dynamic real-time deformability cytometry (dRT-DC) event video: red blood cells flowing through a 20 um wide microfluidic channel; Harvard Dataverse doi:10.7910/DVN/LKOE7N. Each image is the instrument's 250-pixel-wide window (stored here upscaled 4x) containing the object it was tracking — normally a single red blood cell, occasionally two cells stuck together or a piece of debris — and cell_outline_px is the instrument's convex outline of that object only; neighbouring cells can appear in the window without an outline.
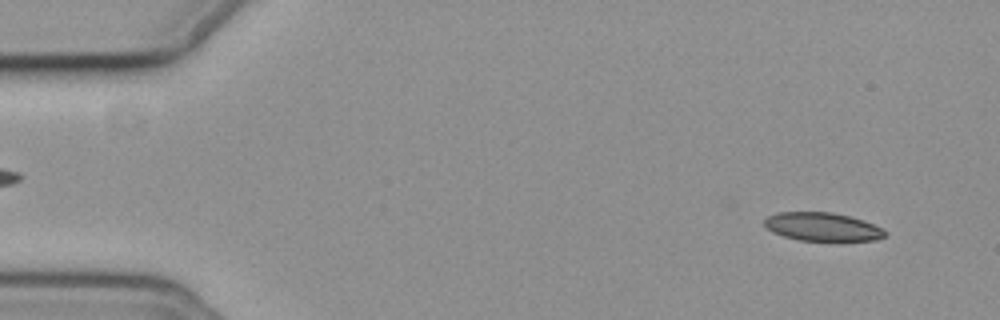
{"species": "common noctule bat (a hibernating species)", "species_latin": "Nyctalus noctula", "temperature_condition": "cold", "stored_images_in_passage": 57, "camera_frame_rate_fps": 3000, "um_per_image_px": 0.085, "animal": {"sex": "female", "body_mass_g": 19.3, "forearm_length_mm": 54.1}, "frame": {"image": 1, "passage_image": 4, "time_ms": 1.0, "image_size_px": [1000, 320], "cell_outline_px": [[888, 236], [876, 240], [800, 240], [784, 236], [772, 232], [764, 224], [764, 220], [768, 216], [776, 212], [832, 212], [864, 220], [888, 232]], "centroid_in_image_um": [69.91, 19.27], "position_along_channel_um": 15.1, "area_um2": 19.83}}
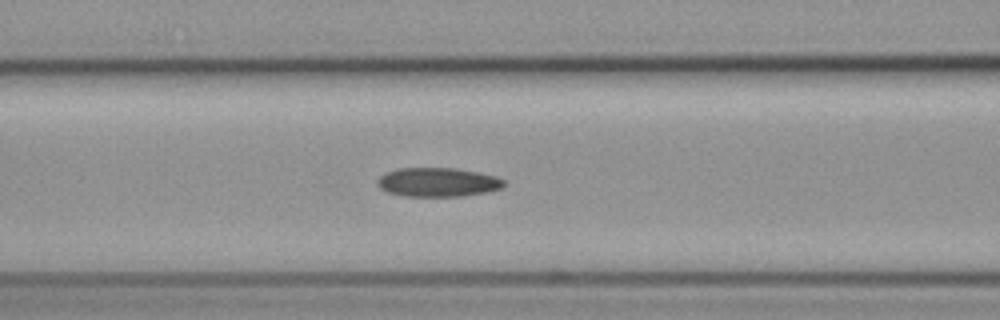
{"frame": {"image": 2, "passage_image": 23, "time_ms": 7.333, "image_size_px": [1000, 320], "cell_outline_px": [[504, 188], [464, 196], [400, 196], [388, 192], [380, 188], [376, 184], [376, 180], [384, 172], [396, 168], [456, 168], [496, 176], [504, 180]], "centroid_in_image_um": [37.16, 15.48], "position_along_channel_um": 129.4, "area_um2": 21.56}}
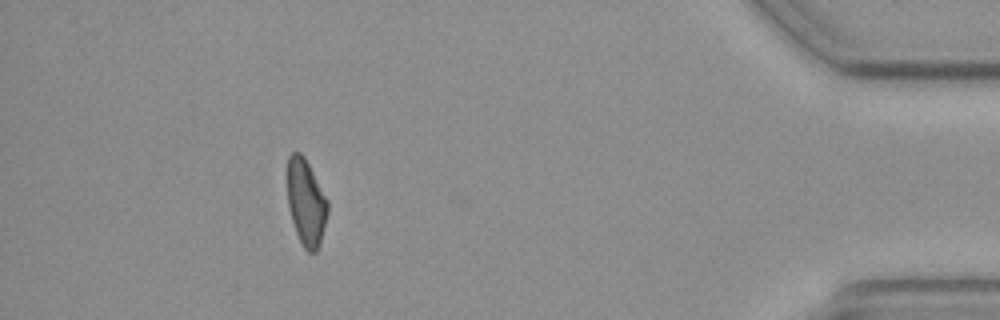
{"frame": {"image": 3, "passage_image": 51, "time_ms": 16.667, "image_size_px": [1000, 320], "cell_outline_px": [[328, 212], [320, 244], [316, 252], [308, 252], [304, 248], [296, 232], [292, 220], [288, 204], [288, 156], [292, 152], [300, 152], [304, 156], [328, 200]], "centroid_in_image_um": [26.02, 17.2], "position_along_channel_um": 409.2, "area_um2": 20.11}, "authors_computed_cell_mechanics": {"area_um2": 21.3282, "velocity_mm_per_s": 3.6491, "shape_relaxation_time_tau1_ms": null, "shape_relaxation_time_tau2_ms": 10.827, "deformation_change_tau1": null, "deformation_change_tau2": 0.1783}}